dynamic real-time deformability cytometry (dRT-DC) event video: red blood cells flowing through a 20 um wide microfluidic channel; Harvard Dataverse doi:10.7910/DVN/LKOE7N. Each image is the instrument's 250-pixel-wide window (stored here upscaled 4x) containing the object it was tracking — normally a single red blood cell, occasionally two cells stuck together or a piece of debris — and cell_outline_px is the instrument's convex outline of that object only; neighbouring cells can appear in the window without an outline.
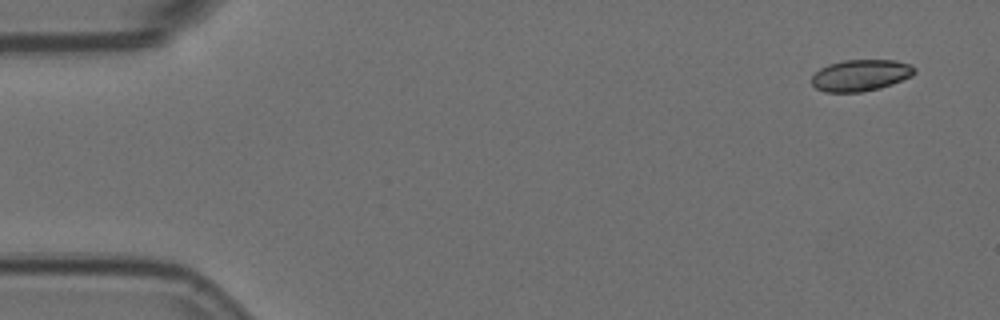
{"species": "Egyptian fruit bat (a non-hibernating species)", "species_latin": "Rousettus aegyptiacus", "temperature_condition": "room temperature", "stored_images_in_passage": 4, "camera_frame_rate_fps": 3000, "um_per_image_px": 0.085, "animal": {"sex": "female"}, "frame": {"image": 1, "passage_image": 1, "time_ms": 0.0, "image_size_px": [1000, 320], "cell_outline_px": [[916, 72], [912, 76], [892, 84], [880, 88], [860, 92], [824, 92], [816, 88], [812, 84], [812, 76], [820, 68], [828, 64], [844, 60], [896, 60], [912, 64], [916, 68]], "centroid_in_image_um": [73.18, 6.39], "position_along_channel_um": 11.8, "area_um2": 19.02}}
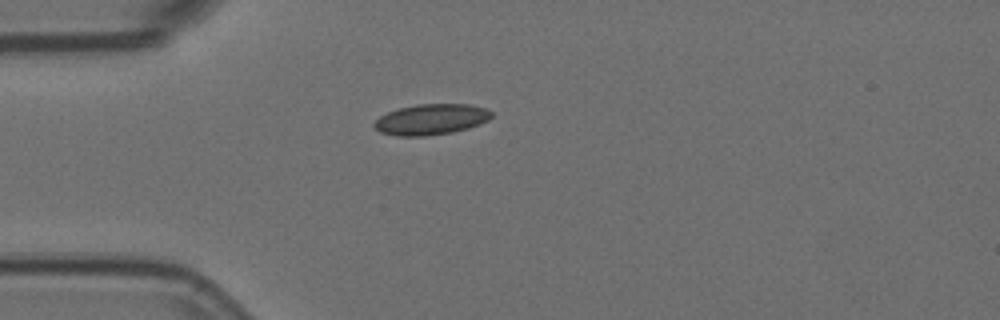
{"frame": {"image": 2, "passage_image": 4, "time_ms": 1.0, "image_size_px": [1000, 320], "cell_outline_px": [[492, 116], [488, 120], [480, 124], [468, 128], [452, 132], [424, 136], [396, 136], [380, 132], [372, 124], [380, 116], [388, 112], [400, 108], [416, 104], [468, 104], [484, 108], [492, 112]], "centroid_in_image_um": [36.64, 10.15], "position_along_channel_um": 48.4, "area_um2": 20.92}}